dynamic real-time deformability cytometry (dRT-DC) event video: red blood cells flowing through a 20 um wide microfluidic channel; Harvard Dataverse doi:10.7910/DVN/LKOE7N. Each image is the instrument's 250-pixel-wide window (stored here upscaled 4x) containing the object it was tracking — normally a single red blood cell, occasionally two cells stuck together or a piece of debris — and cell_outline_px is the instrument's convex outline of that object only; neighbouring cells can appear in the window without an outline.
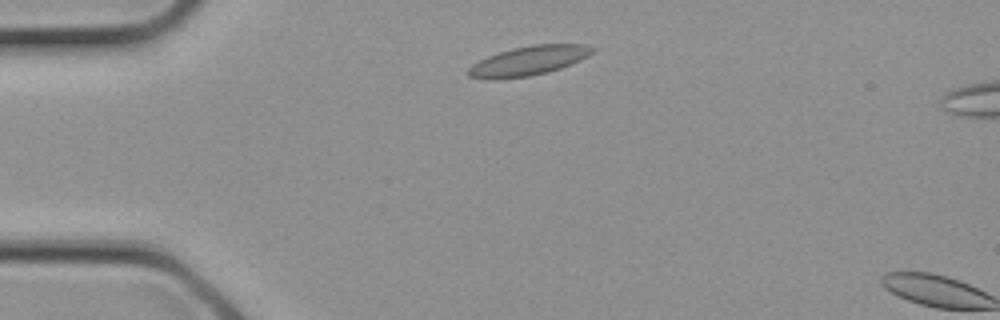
{"species": "common noctule bat (a hibernating species)", "species_latin": "Nyctalus noctula", "temperature_condition": "cold", "stored_images_in_passage": 2, "camera_frame_rate_fps": 3000, "um_per_image_px": 0.085, "animal": {"sex": "female", "body_mass_g": 21.9}, "frame": {"image": 1, "passage_image": 1, "time_ms": 0.0, "image_size_px": [1000, 320], "cell_outline_px": [[596, 48], [588, 56], [580, 60], [560, 68], [548, 72], [528, 76], [496, 80], [468, 76], [468, 68], [472, 64], [488, 56], [512, 48], [532, 44], [588, 44]], "centroid_in_image_um": [44.94, 5.16], "position_along_channel_um": 40.1, "area_um2": 21.21}}